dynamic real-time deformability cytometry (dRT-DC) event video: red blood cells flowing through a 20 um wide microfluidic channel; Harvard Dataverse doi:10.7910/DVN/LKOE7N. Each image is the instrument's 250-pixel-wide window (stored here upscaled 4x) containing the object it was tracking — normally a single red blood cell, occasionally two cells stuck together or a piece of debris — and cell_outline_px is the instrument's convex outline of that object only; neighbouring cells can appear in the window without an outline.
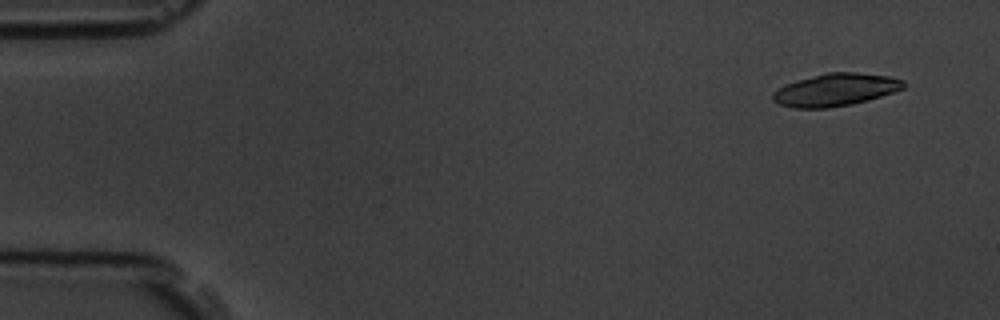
{"species": "common noctule bat (a hibernating species)", "species_latin": "Nyctalus noctula", "temperature_condition": "room temperature", "stored_images_in_passage": 4, "camera_frame_rate_fps": 3000, "um_per_image_px": 0.085, "animal": {"sex": "male", "body_mass_g": 19.5, "forearm_length_mm": 54.6}, "frame": {"image": 1, "passage_image": 1, "time_ms": 0.0, "image_size_px": [1000, 320], "cell_outline_px": [[904, 88], [868, 100], [852, 104], [828, 108], [792, 108], [780, 104], [772, 100], [772, 92], [784, 84], [796, 80], [828, 72], [856, 72], [888, 76], [904, 80]], "centroid_in_image_um": [70.97, 7.63], "position_along_channel_um": 14.0, "area_um2": 24.8}}
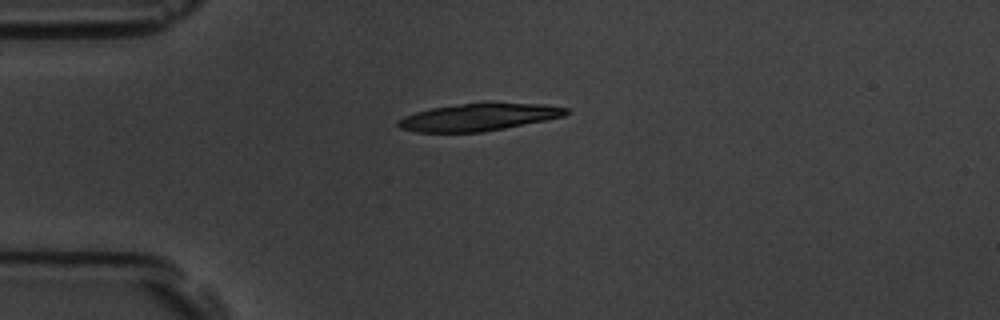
{"frame": {"image": 2, "passage_image": 4, "time_ms": 3.333, "image_size_px": [1000, 320], "cell_outline_px": [[568, 112], [564, 116], [504, 128], [480, 132], [416, 132], [400, 128], [396, 124], [396, 120], [404, 116], [416, 112], [432, 108], [480, 100], [492, 100], [544, 104], [568, 108]], "centroid_in_image_um": [40.69, 9.9], "position_along_channel_um": 44.3, "area_um2": 27.57}}